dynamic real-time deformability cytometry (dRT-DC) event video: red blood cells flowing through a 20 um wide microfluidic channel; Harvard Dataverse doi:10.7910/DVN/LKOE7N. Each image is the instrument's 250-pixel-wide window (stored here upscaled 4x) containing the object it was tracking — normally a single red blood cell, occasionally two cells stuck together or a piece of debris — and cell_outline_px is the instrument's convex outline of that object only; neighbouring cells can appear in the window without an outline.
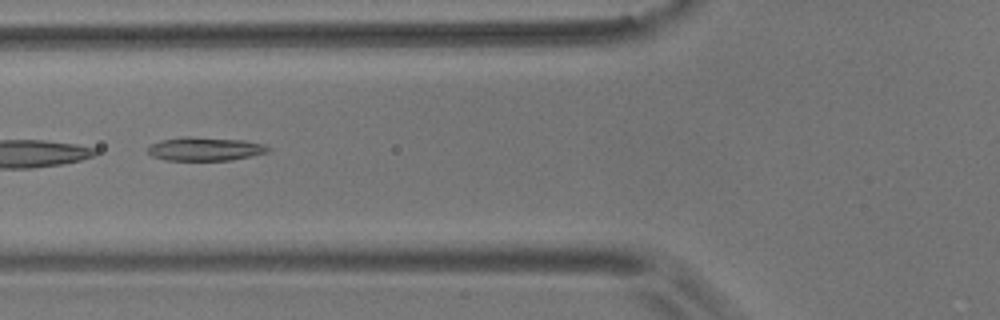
{"species": "common noctule bat (a hibernating species)", "species_latin": "Nyctalus noctula", "temperature_condition": "room temperature", "stored_images_in_passage": 12, "camera_frame_rate_fps": 3000, "um_per_image_px": 0.085, "animal": {"sex": "male", "body_mass_g": 17.9}, "frame": {"image": 1, "passage_image": 4, "time_ms": 1.0, "image_size_px": [1000, 320], "cell_outline_px": [[272, 148], [268, 152], [252, 156], [232, 160], [164, 160], [152, 156], [148, 152], [148, 148], [152, 144], [160, 140], [184, 136], [188, 136], [244, 140], [264, 144]], "centroid_in_image_um": [17.45, 12.65], "position_along_channel_um": 108.3, "area_um2": 16.65}}
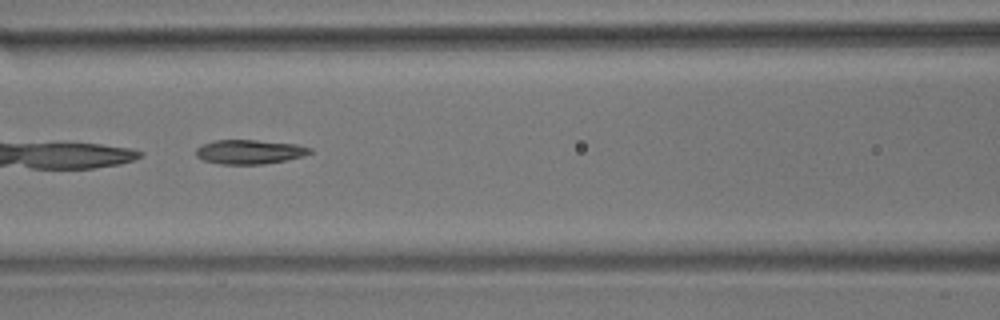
{"frame": {"image": 2, "passage_image": 7, "time_ms": 2.0, "image_size_px": [1000, 320], "cell_outline_px": [[312, 152], [304, 156], [264, 164], [220, 164], [204, 160], [196, 156], [196, 148], [204, 144], [216, 140], [256, 140], [296, 144], [312, 148]], "centroid_in_image_um": [21.22, 12.9], "position_along_channel_um": 145.4, "area_um2": 16.01}}
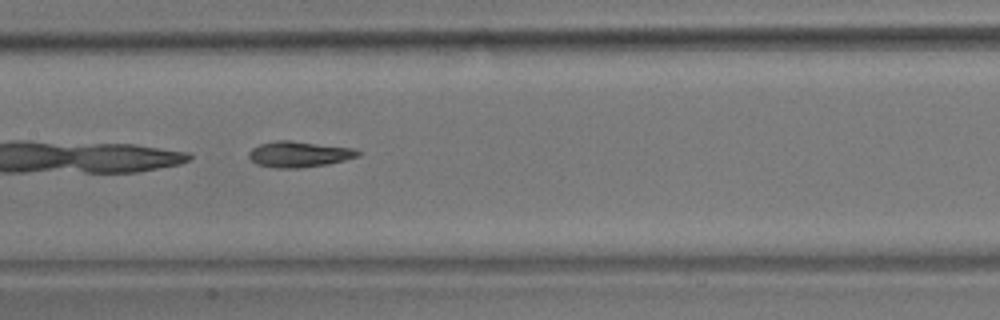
{"frame": {"image": 3, "passage_image": 10, "time_ms": 3.0, "image_size_px": [1000, 320], "cell_outline_px": [[360, 156], [328, 164], [300, 168], [276, 168], [256, 164], [248, 156], [248, 152], [252, 148], [260, 144], [276, 140], [292, 140], [352, 148], [360, 152]], "centroid_in_image_um": [25.4, 13.11], "position_along_channel_um": 182.0, "area_um2": 16.47}}